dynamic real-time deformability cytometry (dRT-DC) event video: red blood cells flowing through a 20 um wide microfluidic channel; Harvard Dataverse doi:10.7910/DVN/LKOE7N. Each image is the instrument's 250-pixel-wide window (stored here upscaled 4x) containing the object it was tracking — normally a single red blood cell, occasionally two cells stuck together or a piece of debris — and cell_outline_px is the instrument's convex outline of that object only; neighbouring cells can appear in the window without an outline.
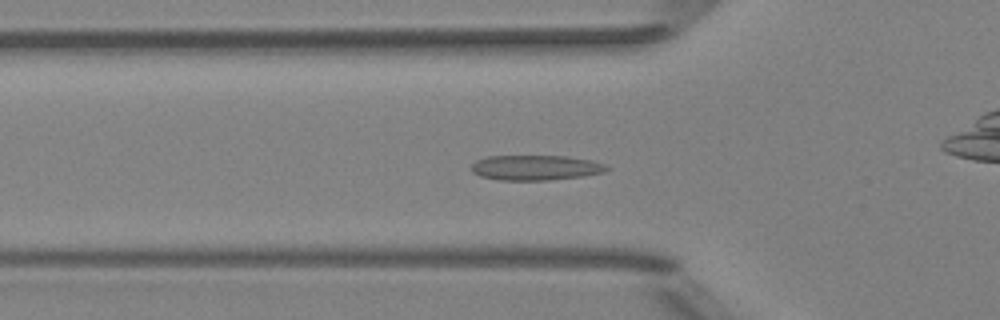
{"species": "Egyptian fruit bat (a non-hibernating species)", "species_latin": "Rousettus aegyptiacus", "temperature_condition": "room temperature", "stored_images_in_passage": 40, "camera_frame_rate_fps": 3000, "um_per_image_px": 0.085, "animal": {"sex": "female"}, "frame": {"image": 1, "passage_image": 5, "time_ms": 1.333, "image_size_px": [1000, 320], "cell_outline_px": [[612, 168], [604, 172], [580, 176], [548, 180], [500, 180], [480, 176], [472, 172], [472, 164], [476, 160], [488, 156], [568, 156], [592, 160], [604, 164]], "centroid_in_image_um": [45.53, 14.24], "position_along_channel_um": 80.3, "area_um2": 19.77}}
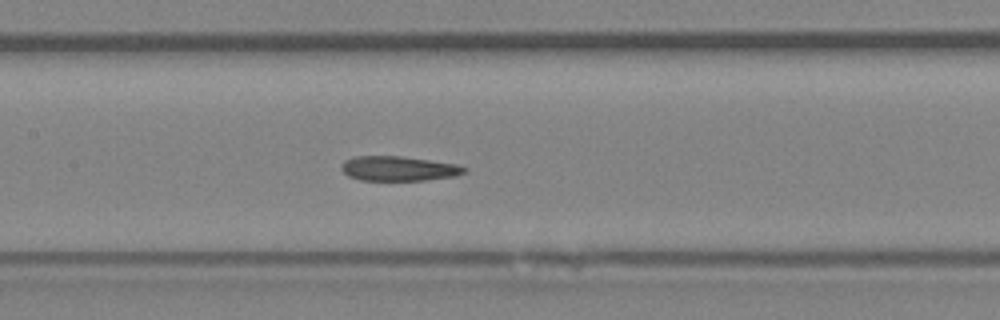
{"frame": {"image": 2, "passage_image": 12, "time_ms": 3.667, "image_size_px": [1000, 320], "cell_outline_px": [[468, 172], [456, 176], [424, 180], [360, 180], [348, 176], [340, 168], [340, 164], [344, 160], [352, 156], [400, 156], [456, 164], [468, 168]], "centroid_in_image_um": [33.86, 14.32], "position_along_channel_um": 173.5, "area_um2": 17.8}}
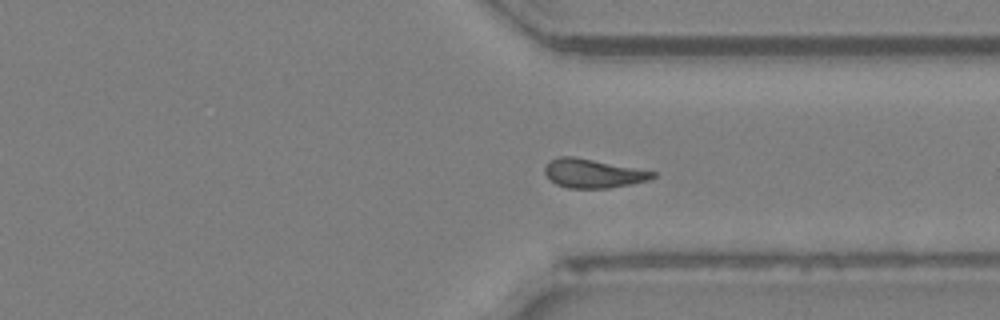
{"frame": {"image": 3, "passage_image": 26, "time_ms": 8.333, "image_size_px": [1000, 320], "cell_outline_px": [[656, 176], [648, 180], [608, 188], [568, 188], [556, 184], [544, 172], [544, 168], [548, 160], [560, 156], [576, 156], [656, 172]], "centroid_in_image_um": [50.37, 14.72], "position_along_channel_um": 361.0, "area_um2": 18.09}, "authors_computed_cell_mechanics": {"area_um2": 18.0914, "velocity_mm_per_s": 4.0026, "shape_relaxation_time_tau1_ms": null, "shape_relaxation_time_tau2_ms": 5.348, "deformation_change_tau1": null, "deformation_change_tau2": 0.1112}}